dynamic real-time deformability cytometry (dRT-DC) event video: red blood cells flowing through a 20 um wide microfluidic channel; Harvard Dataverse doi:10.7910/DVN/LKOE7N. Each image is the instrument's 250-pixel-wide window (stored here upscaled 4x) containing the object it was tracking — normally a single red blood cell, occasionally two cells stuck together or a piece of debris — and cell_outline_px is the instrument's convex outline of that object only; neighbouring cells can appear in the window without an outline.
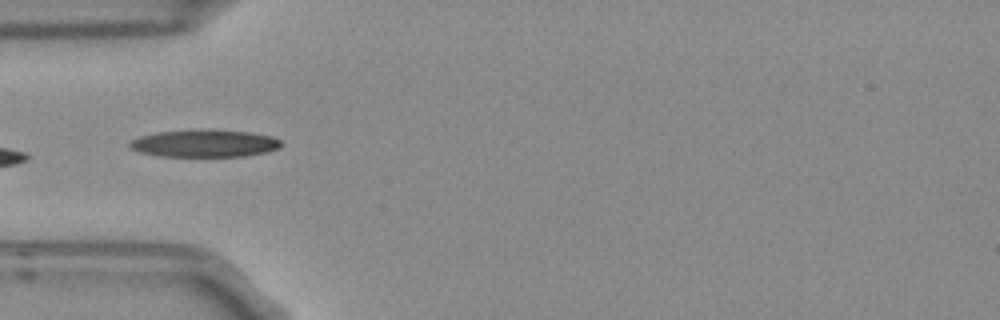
{"species": "Egyptian fruit bat (a non-hibernating species)", "species_latin": "Rousettus aegyptiacus", "temperature_condition": "room temperature", "stored_images_in_passage": 7, "camera_frame_rate_fps": 3000, "um_per_image_px": 0.085, "frame": {"image": 1, "passage_image": 4, "time_ms": 1.0, "image_size_px": [1000, 320], "cell_outline_px": [[280, 148], [264, 152], [244, 156], [160, 156], [140, 152], [132, 148], [128, 144], [132, 140], [140, 136], [156, 132], [248, 132], [272, 136], [280, 140]], "centroid_in_image_um": [17.38, 12.23], "position_along_channel_um": 67.6, "area_um2": 22.89}}
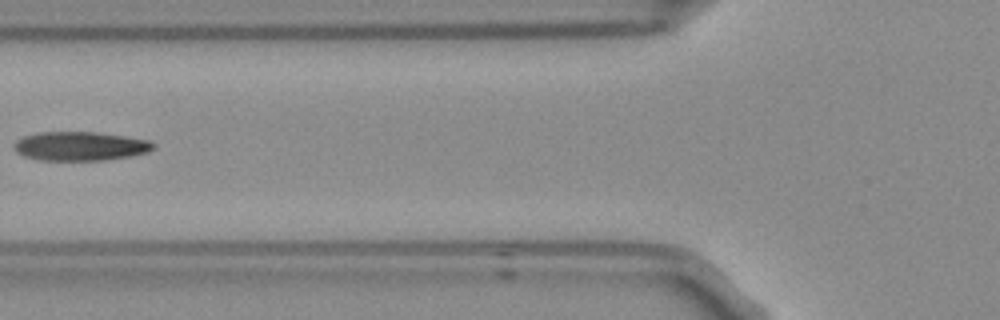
{"frame": {"image": 2, "passage_image": 5, "time_ms": 1.333, "image_size_px": [1000, 320], "cell_outline_px": [[156, 148], [148, 152], [108, 160], [40, 160], [24, 156], [16, 152], [12, 148], [12, 144], [16, 140], [24, 136], [36, 132], [96, 132], [124, 136], [148, 140], [156, 144]], "centroid_in_image_um": [6.79, 12.42], "position_along_channel_um": 119.0, "area_um2": 23.7}}